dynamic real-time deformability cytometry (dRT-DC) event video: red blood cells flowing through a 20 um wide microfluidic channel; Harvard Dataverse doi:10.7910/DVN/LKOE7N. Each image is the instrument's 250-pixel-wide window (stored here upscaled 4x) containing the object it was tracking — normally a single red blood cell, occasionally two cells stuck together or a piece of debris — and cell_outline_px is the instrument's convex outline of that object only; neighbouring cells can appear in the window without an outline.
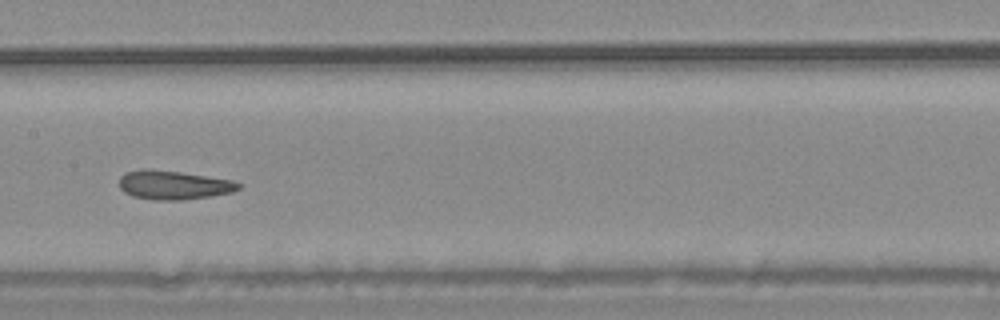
{"species": "common noctule bat (a hibernating species)", "species_latin": "Nyctalus noctula", "temperature_condition": "warm", "stored_images_in_passage": 22, "camera_frame_rate_fps": 3000, "um_per_image_px": 0.085, "animal": {"sex": "male", "body_mass_g": 20.4}, "frame": {"image": 1, "passage_image": 13, "time_ms": 4.0, "image_size_px": [1000, 320], "cell_outline_px": [[244, 184], [240, 188], [232, 192], [208, 196], [180, 200], [152, 200], [132, 196], [124, 192], [120, 188], [120, 176], [124, 172], [144, 168], [180, 172], [232, 180]], "centroid_in_image_um": [14.73, 15.72], "position_along_channel_um": 192.7, "area_um2": 20.11}}
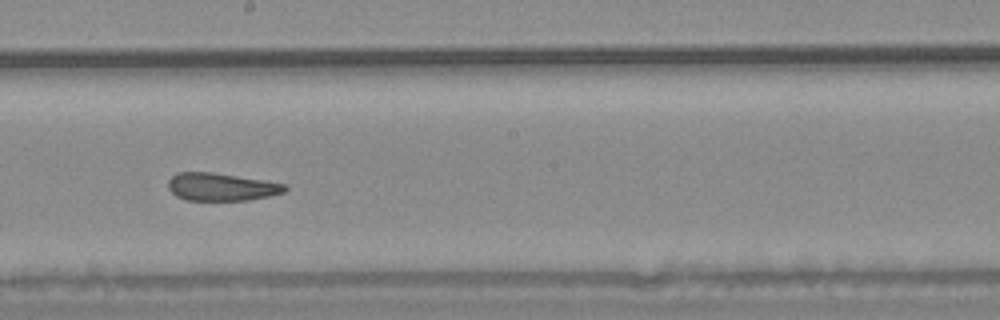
{"frame": {"image": 2, "passage_image": 16, "time_ms": 5.0, "image_size_px": [1000, 320], "cell_outline_px": [[288, 188], [284, 192], [268, 196], [248, 200], [184, 200], [176, 196], [168, 188], [168, 180], [172, 176], [180, 172], [212, 172], [288, 184]], "centroid_in_image_um": [18.81, 15.88], "position_along_channel_um": 229.4, "area_um2": 18.84}}